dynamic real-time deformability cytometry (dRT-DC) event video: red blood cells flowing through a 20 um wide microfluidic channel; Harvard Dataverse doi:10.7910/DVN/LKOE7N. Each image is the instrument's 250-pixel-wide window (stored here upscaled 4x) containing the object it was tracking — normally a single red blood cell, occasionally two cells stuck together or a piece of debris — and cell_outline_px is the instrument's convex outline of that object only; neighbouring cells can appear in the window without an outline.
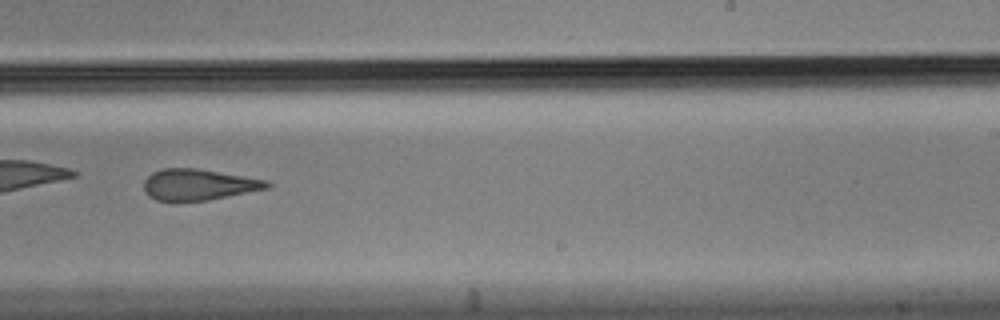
{"species": "Egyptian fruit bat (a non-hibernating species)", "species_latin": "Rousettus aegyptiacus", "temperature_condition": "cold", "stored_images_in_passage": 49, "camera_frame_rate_fps": 3000, "um_per_image_px": 0.085, "animal": {"sex": "male"}, "frame": {"image": 1, "passage_image": 28, "time_ms": 9.0, "image_size_px": [1000, 320], "cell_outline_px": [[272, 184], [268, 188], [208, 200], [172, 204], [156, 200], [148, 196], [144, 192], [144, 180], [152, 172], [164, 168], [196, 168], [268, 180]], "centroid_in_image_um": [16.81, 15.73], "position_along_channel_um": 272.2, "area_um2": 22.89}}